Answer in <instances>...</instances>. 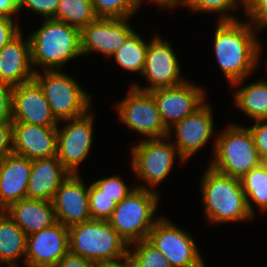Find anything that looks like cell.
Listing matches in <instances>:
<instances>
[{"label": "cell", "instance_id": "obj_1", "mask_svg": "<svg viewBox=\"0 0 267 267\" xmlns=\"http://www.w3.org/2000/svg\"><path fill=\"white\" fill-rule=\"evenodd\" d=\"M220 18L214 38L216 58L230 83L240 85L259 61L261 49L255 38L257 30L254 32L251 22L241 23L227 14Z\"/></svg>", "mask_w": 267, "mask_h": 267}, {"label": "cell", "instance_id": "obj_2", "mask_svg": "<svg viewBox=\"0 0 267 267\" xmlns=\"http://www.w3.org/2000/svg\"><path fill=\"white\" fill-rule=\"evenodd\" d=\"M205 214L213 222L253 218L240 179L219 173L208 166L201 183Z\"/></svg>", "mask_w": 267, "mask_h": 267}, {"label": "cell", "instance_id": "obj_3", "mask_svg": "<svg viewBox=\"0 0 267 267\" xmlns=\"http://www.w3.org/2000/svg\"><path fill=\"white\" fill-rule=\"evenodd\" d=\"M29 39L32 65H43L45 70L60 68L69 59L82 55L80 29L63 21L45 19Z\"/></svg>", "mask_w": 267, "mask_h": 267}, {"label": "cell", "instance_id": "obj_4", "mask_svg": "<svg viewBox=\"0 0 267 267\" xmlns=\"http://www.w3.org/2000/svg\"><path fill=\"white\" fill-rule=\"evenodd\" d=\"M128 247L108 221L91 219L69 227V253L95 263L123 259Z\"/></svg>", "mask_w": 267, "mask_h": 267}, {"label": "cell", "instance_id": "obj_5", "mask_svg": "<svg viewBox=\"0 0 267 267\" xmlns=\"http://www.w3.org/2000/svg\"><path fill=\"white\" fill-rule=\"evenodd\" d=\"M158 198L156 192L139 185L120 203H117L108 222L129 247L134 242L148 238L149 232L158 221V219H152Z\"/></svg>", "mask_w": 267, "mask_h": 267}, {"label": "cell", "instance_id": "obj_6", "mask_svg": "<svg viewBox=\"0 0 267 267\" xmlns=\"http://www.w3.org/2000/svg\"><path fill=\"white\" fill-rule=\"evenodd\" d=\"M215 142V158L209 165L215 171L241 179L260 165L261 157L247 127L230 125Z\"/></svg>", "mask_w": 267, "mask_h": 267}, {"label": "cell", "instance_id": "obj_7", "mask_svg": "<svg viewBox=\"0 0 267 267\" xmlns=\"http://www.w3.org/2000/svg\"><path fill=\"white\" fill-rule=\"evenodd\" d=\"M42 88L53 115L58 121L74 119L88 113L90 97L77 82L58 70L35 71L33 78Z\"/></svg>", "mask_w": 267, "mask_h": 267}, {"label": "cell", "instance_id": "obj_8", "mask_svg": "<svg viewBox=\"0 0 267 267\" xmlns=\"http://www.w3.org/2000/svg\"><path fill=\"white\" fill-rule=\"evenodd\" d=\"M191 235L159 218L147 240L167 258L171 267H206Z\"/></svg>", "mask_w": 267, "mask_h": 267}, {"label": "cell", "instance_id": "obj_9", "mask_svg": "<svg viewBox=\"0 0 267 267\" xmlns=\"http://www.w3.org/2000/svg\"><path fill=\"white\" fill-rule=\"evenodd\" d=\"M129 95L116 105L120 120L130 129L150 136L164 138L169 130L164 126L157 105L150 91L131 86Z\"/></svg>", "mask_w": 267, "mask_h": 267}, {"label": "cell", "instance_id": "obj_10", "mask_svg": "<svg viewBox=\"0 0 267 267\" xmlns=\"http://www.w3.org/2000/svg\"><path fill=\"white\" fill-rule=\"evenodd\" d=\"M175 148L173 143L163 142V138L148 139L134 146L132 166L138 178L153 187L161 183L173 168L175 155L178 154Z\"/></svg>", "mask_w": 267, "mask_h": 267}, {"label": "cell", "instance_id": "obj_11", "mask_svg": "<svg viewBox=\"0 0 267 267\" xmlns=\"http://www.w3.org/2000/svg\"><path fill=\"white\" fill-rule=\"evenodd\" d=\"M62 121L69 124L62 130L57 128V157L71 174H78V165L88 156L92 146L93 115L87 113Z\"/></svg>", "mask_w": 267, "mask_h": 267}, {"label": "cell", "instance_id": "obj_12", "mask_svg": "<svg viewBox=\"0 0 267 267\" xmlns=\"http://www.w3.org/2000/svg\"><path fill=\"white\" fill-rule=\"evenodd\" d=\"M164 126L171 132V126L192 114L204 103V93L199 87L185 81L175 87L158 88L150 91Z\"/></svg>", "mask_w": 267, "mask_h": 267}, {"label": "cell", "instance_id": "obj_13", "mask_svg": "<svg viewBox=\"0 0 267 267\" xmlns=\"http://www.w3.org/2000/svg\"><path fill=\"white\" fill-rule=\"evenodd\" d=\"M179 72V62L169 42L163 41L157 36L148 43L145 66L142 72L152 85L144 89L137 84L133 86L143 91L175 87L185 82L180 77Z\"/></svg>", "mask_w": 267, "mask_h": 267}, {"label": "cell", "instance_id": "obj_14", "mask_svg": "<svg viewBox=\"0 0 267 267\" xmlns=\"http://www.w3.org/2000/svg\"><path fill=\"white\" fill-rule=\"evenodd\" d=\"M69 253V228L57 222L27 236V267H55Z\"/></svg>", "mask_w": 267, "mask_h": 267}, {"label": "cell", "instance_id": "obj_15", "mask_svg": "<svg viewBox=\"0 0 267 267\" xmlns=\"http://www.w3.org/2000/svg\"><path fill=\"white\" fill-rule=\"evenodd\" d=\"M12 122L57 126L58 120L53 115L42 88L34 79L13 87Z\"/></svg>", "mask_w": 267, "mask_h": 267}, {"label": "cell", "instance_id": "obj_16", "mask_svg": "<svg viewBox=\"0 0 267 267\" xmlns=\"http://www.w3.org/2000/svg\"><path fill=\"white\" fill-rule=\"evenodd\" d=\"M129 18L98 17L80 30L82 55L102 52L112 57L125 39L134 31L126 24Z\"/></svg>", "mask_w": 267, "mask_h": 267}, {"label": "cell", "instance_id": "obj_17", "mask_svg": "<svg viewBox=\"0 0 267 267\" xmlns=\"http://www.w3.org/2000/svg\"><path fill=\"white\" fill-rule=\"evenodd\" d=\"M88 190L79 174H71L61 183L52 200L57 222L69 228L91 220Z\"/></svg>", "mask_w": 267, "mask_h": 267}, {"label": "cell", "instance_id": "obj_18", "mask_svg": "<svg viewBox=\"0 0 267 267\" xmlns=\"http://www.w3.org/2000/svg\"><path fill=\"white\" fill-rule=\"evenodd\" d=\"M13 153L28 159H42L57 156L58 126L33 125L12 122Z\"/></svg>", "mask_w": 267, "mask_h": 267}, {"label": "cell", "instance_id": "obj_19", "mask_svg": "<svg viewBox=\"0 0 267 267\" xmlns=\"http://www.w3.org/2000/svg\"><path fill=\"white\" fill-rule=\"evenodd\" d=\"M211 108L205 102L192 114L177 122L175 136L178 156L182 161H186L191 155L205 146L213 133V119Z\"/></svg>", "mask_w": 267, "mask_h": 267}, {"label": "cell", "instance_id": "obj_20", "mask_svg": "<svg viewBox=\"0 0 267 267\" xmlns=\"http://www.w3.org/2000/svg\"><path fill=\"white\" fill-rule=\"evenodd\" d=\"M32 160L11 153L0 161V211L27 197Z\"/></svg>", "mask_w": 267, "mask_h": 267}, {"label": "cell", "instance_id": "obj_21", "mask_svg": "<svg viewBox=\"0 0 267 267\" xmlns=\"http://www.w3.org/2000/svg\"><path fill=\"white\" fill-rule=\"evenodd\" d=\"M30 39L24 42L21 31L0 50V81L15 87L33 80Z\"/></svg>", "mask_w": 267, "mask_h": 267}, {"label": "cell", "instance_id": "obj_22", "mask_svg": "<svg viewBox=\"0 0 267 267\" xmlns=\"http://www.w3.org/2000/svg\"><path fill=\"white\" fill-rule=\"evenodd\" d=\"M70 175L57 156L32 160L27 198L52 202L61 183Z\"/></svg>", "mask_w": 267, "mask_h": 267}, {"label": "cell", "instance_id": "obj_23", "mask_svg": "<svg viewBox=\"0 0 267 267\" xmlns=\"http://www.w3.org/2000/svg\"><path fill=\"white\" fill-rule=\"evenodd\" d=\"M4 211L27 236L57 223L51 201L26 197L11 204Z\"/></svg>", "mask_w": 267, "mask_h": 267}, {"label": "cell", "instance_id": "obj_24", "mask_svg": "<svg viewBox=\"0 0 267 267\" xmlns=\"http://www.w3.org/2000/svg\"><path fill=\"white\" fill-rule=\"evenodd\" d=\"M27 235L8 216L0 211V264L17 267L15 259L26 256Z\"/></svg>", "mask_w": 267, "mask_h": 267}, {"label": "cell", "instance_id": "obj_25", "mask_svg": "<svg viewBox=\"0 0 267 267\" xmlns=\"http://www.w3.org/2000/svg\"><path fill=\"white\" fill-rule=\"evenodd\" d=\"M235 104L253 120L267 121V83L259 81L242 87L235 94Z\"/></svg>", "mask_w": 267, "mask_h": 267}, {"label": "cell", "instance_id": "obj_26", "mask_svg": "<svg viewBox=\"0 0 267 267\" xmlns=\"http://www.w3.org/2000/svg\"><path fill=\"white\" fill-rule=\"evenodd\" d=\"M97 18L92 0H60L55 14L56 20L80 30Z\"/></svg>", "mask_w": 267, "mask_h": 267}, {"label": "cell", "instance_id": "obj_27", "mask_svg": "<svg viewBox=\"0 0 267 267\" xmlns=\"http://www.w3.org/2000/svg\"><path fill=\"white\" fill-rule=\"evenodd\" d=\"M148 44L142 37L133 31L113 55L115 61L121 67L129 71H140L141 74L145 66V58Z\"/></svg>", "mask_w": 267, "mask_h": 267}, {"label": "cell", "instance_id": "obj_28", "mask_svg": "<svg viewBox=\"0 0 267 267\" xmlns=\"http://www.w3.org/2000/svg\"><path fill=\"white\" fill-rule=\"evenodd\" d=\"M240 181L252 216L254 210L250 201H253L259 209L267 210V173L264 168L261 165L254 167Z\"/></svg>", "mask_w": 267, "mask_h": 267}, {"label": "cell", "instance_id": "obj_29", "mask_svg": "<svg viewBox=\"0 0 267 267\" xmlns=\"http://www.w3.org/2000/svg\"><path fill=\"white\" fill-rule=\"evenodd\" d=\"M134 245L135 250L128 252L134 267H171L167 258L147 239L134 242Z\"/></svg>", "mask_w": 267, "mask_h": 267}, {"label": "cell", "instance_id": "obj_30", "mask_svg": "<svg viewBox=\"0 0 267 267\" xmlns=\"http://www.w3.org/2000/svg\"><path fill=\"white\" fill-rule=\"evenodd\" d=\"M140 3L141 0H92L96 15L104 18H129Z\"/></svg>", "mask_w": 267, "mask_h": 267}, {"label": "cell", "instance_id": "obj_31", "mask_svg": "<svg viewBox=\"0 0 267 267\" xmlns=\"http://www.w3.org/2000/svg\"><path fill=\"white\" fill-rule=\"evenodd\" d=\"M88 197L91 219L108 221L117 203L112 201V198L102 194V191L94 183L89 186Z\"/></svg>", "mask_w": 267, "mask_h": 267}, {"label": "cell", "instance_id": "obj_32", "mask_svg": "<svg viewBox=\"0 0 267 267\" xmlns=\"http://www.w3.org/2000/svg\"><path fill=\"white\" fill-rule=\"evenodd\" d=\"M94 184L102 191V194L112 198V201L116 203H120L135 190V188H128L124 181L118 176L99 179L94 182Z\"/></svg>", "mask_w": 267, "mask_h": 267}, {"label": "cell", "instance_id": "obj_33", "mask_svg": "<svg viewBox=\"0 0 267 267\" xmlns=\"http://www.w3.org/2000/svg\"><path fill=\"white\" fill-rule=\"evenodd\" d=\"M242 2V0H241ZM192 10L225 13L237 7V0H189L187 7Z\"/></svg>", "mask_w": 267, "mask_h": 267}, {"label": "cell", "instance_id": "obj_34", "mask_svg": "<svg viewBox=\"0 0 267 267\" xmlns=\"http://www.w3.org/2000/svg\"><path fill=\"white\" fill-rule=\"evenodd\" d=\"M59 1L60 0H21L19 10L26 6V8L41 14L45 17L44 19H55Z\"/></svg>", "mask_w": 267, "mask_h": 267}, {"label": "cell", "instance_id": "obj_35", "mask_svg": "<svg viewBox=\"0 0 267 267\" xmlns=\"http://www.w3.org/2000/svg\"><path fill=\"white\" fill-rule=\"evenodd\" d=\"M247 16L252 19V25H255V29L259 30L262 27L267 26V0H252L246 7H244Z\"/></svg>", "mask_w": 267, "mask_h": 267}, {"label": "cell", "instance_id": "obj_36", "mask_svg": "<svg viewBox=\"0 0 267 267\" xmlns=\"http://www.w3.org/2000/svg\"><path fill=\"white\" fill-rule=\"evenodd\" d=\"M13 87L0 81V123L12 122Z\"/></svg>", "mask_w": 267, "mask_h": 267}, {"label": "cell", "instance_id": "obj_37", "mask_svg": "<svg viewBox=\"0 0 267 267\" xmlns=\"http://www.w3.org/2000/svg\"><path fill=\"white\" fill-rule=\"evenodd\" d=\"M256 122L249 130L254 140V145L260 157H262L267 155V123H265L266 120H258Z\"/></svg>", "mask_w": 267, "mask_h": 267}, {"label": "cell", "instance_id": "obj_38", "mask_svg": "<svg viewBox=\"0 0 267 267\" xmlns=\"http://www.w3.org/2000/svg\"><path fill=\"white\" fill-rule=\"evenodd\" d=\"M11 153H13L12 122L0 123V161Z\"/></svg>", "mask_w": 267, "mask_h": 267}, {"label": "cell", "instance_id": "obj_39", "mask_svg": "<svg viewBox=\"0 0 267 267\" xmlns=\"http://www.w3.org/2000/svg\"><path fill=\"white\" fill-rule=\"evenodd\" d=\"M20 31L18 23H14L12 18L0 16V50Z\"/></svg>", "mask_w": 267, "mask_h": 267}, {"label": "cell", "instance_id": "obj_40", "mask_svg": "<svg viewBox=\"0 0 267 267\" xmlns=\"http://www.w3.org/2000/svg\"><path fill=\"white\" fill-rule=\"evenodd\" d=\"M55 267H97V263L81 256L67 253Z\"/></svg>", "mask_w": 267, "mask_h": 267}, {"label": "cell", "instance_id": "obj_41", "mask_svg": "<svg viewBox=\"0 0 267 267\" xmlns=\"http://www.w3.org/2000/svg\"><path fill=\"white\" fill-rule=\"evenodd\" d=\"M21 0H0V16L11 18V15L20 11Z\"/></svg>", "mask_w": 267, "mask_h": 267}, {"label": "cell", "instance_id": "obj_42", "mask_svg": "<svg viewBox=\"0 0 267 267\" xmlns=\"http://www.w3.org/2000/svg\"><path fill=\"white\" fill-rule=\"evenodd\" d=\"M124 263H121L120 259L115 261L100 262L97 263V267H134L133 262L129 255L123 258Z\"/></svg>", "mask_w": 267, "mask_h": 267}, {"label": "cell", "instance_id": "obj_43", "mask_svg": "<svg viewBox=\"0 0 267 267\" xmlns=\"http://www.w3.org/2000/svg\"><path fill=\"white\" fill-rule=\"evenodd\" d=\"M143 0H141L142 2ZM159 4L160 6H168V8L175 6L177 3L187 6L189 0H151Z\"/></svg>", "mask_w": 267, "mask_h": 267}, {"label": "cell", "instance_id": "obj_44", "mask_svg": "<svg viewBox=\"0 0 267 267\" xmlns=\"http://www.w3.org/2000/svg\"><path fill=\"white\" fill-rule=\"evenodd\" d=\"M260 165L264 168L267 173V155L261 157Z\"/></svg>", "mask_w": 267, "mask_h": 267}, {"label": "cell", "instance_id": "obj_45", "mask_svg": "<svg viewBox=\"0 0 267 267\" xmlns=\"http://www.w3.org/2000/svg\"><path fill=\"white\" fill-rule=\"evenodd\" d=\"M252 0H242V4L246 7Z\"/></svg>", "mask_w": 267, "mask_h": 267}]
</instances>
